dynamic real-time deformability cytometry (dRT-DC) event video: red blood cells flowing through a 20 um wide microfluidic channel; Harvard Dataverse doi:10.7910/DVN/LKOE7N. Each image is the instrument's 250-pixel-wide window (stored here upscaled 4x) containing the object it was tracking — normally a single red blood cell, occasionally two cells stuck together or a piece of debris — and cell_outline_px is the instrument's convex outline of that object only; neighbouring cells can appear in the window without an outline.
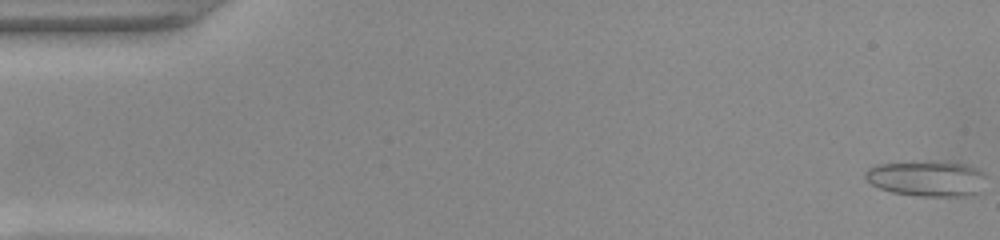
{"species": "common noctule bat (a hibernating species)", "species_latin": "Nyctalus noctula", "temperature_condition": "warm", "stored_images_in_passage": 52, "camera_frame_rate_fps": 3000, "um_per_image_px": 0.085, "animal": {"sex": "female", "body_mass_g": 22.0, "forearm_length_mm": 56.7}, "frame": {"image": 1, "passage_image": 1, "time_ms": 0.0, "image_size_px": [1000, 240], "cell_outline_px": [[984, 172], [976, 192], [968, 196], [920, 196], [892, 192], [880, 188], [872, 184], [864, 176], [864, 172], [868, 168], [876, 164], [916, 160], [944, 160], [968, 164], [980, 168]], "centroid_in_image_um": [78.73, 15.11], "position_along_channel_um": 6.3, "area_um2": 25.49}}
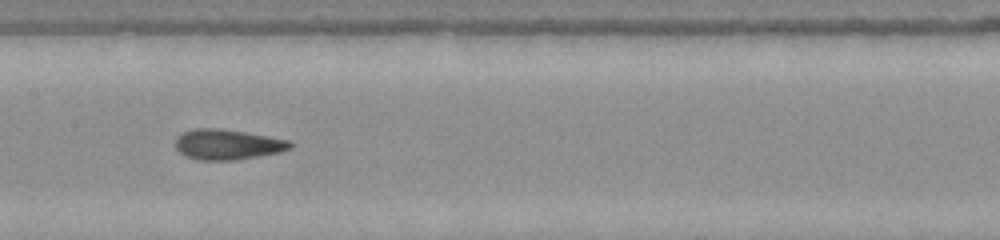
{"frame": {"image": 2, "passage_image": 26, "time_ms": 8.333, "image_size_px": [1000, 240], "cell_outline_px": [[292, 148], [280, 152], [232, 160], [200, 160], [188, 156], [180, 152], [176, 148], [176, 136], [184, 132], [196, 128], [220, 128], [268, 136], [288, 140], [292, 144]], "centroid_in_image_um": [19.33, 12.27], "position_along_channel_um": 188.1, "area_um2": 20.0}}
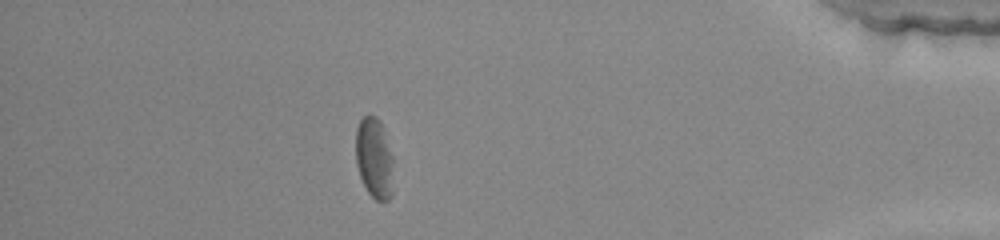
{"frame": {"image": 3, "passage_image": 46, "time_ms": 15.0, "image_size_px": [1000, 240], "cell_outline_px": [[392, 196], [388, 200], [376, 200], [368, 192], [360, 176], [356, 164], [356, 128], [360, 120], [364, 116], [376, 116], [380, 120], [384, 128], [392, 156]], "centroid_in_image_um": [31.81, 13.42], "position_along_channel_um": 403.4, "area_um2": 17.69}, "authors_computed_cell_mechanics": {"area_um2": 19.7965, "velocity_mm_per_s": 3.923, "shape_relaxation_time_tau1_ms": 5.9819, "shape_relaxation_time_tau2_ms": 1.9127, "deformation_change_tau1": 0.16, "deformation_change_tau2": 0.0934}}